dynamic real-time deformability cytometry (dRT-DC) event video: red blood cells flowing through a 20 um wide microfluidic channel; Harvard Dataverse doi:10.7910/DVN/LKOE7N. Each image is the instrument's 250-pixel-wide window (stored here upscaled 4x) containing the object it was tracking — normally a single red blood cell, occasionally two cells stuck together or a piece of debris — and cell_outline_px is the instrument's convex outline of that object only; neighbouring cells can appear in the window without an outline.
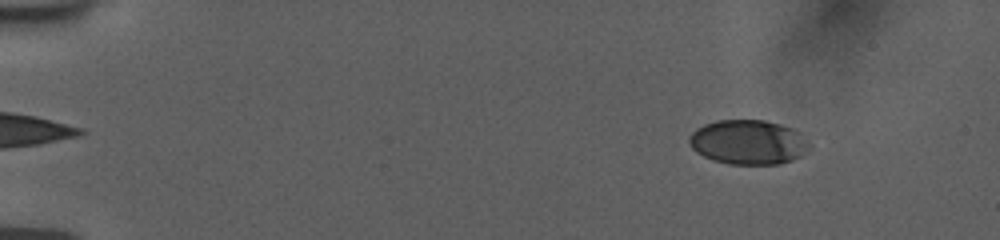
{"species": "human", "species_latin": "Homo sapiens", "temperature_condition": "room temperature", "stored_images_in_passage": 52, "camera_frame_rate_fps": 3000, "um_per_image_px": 0.085, "donor": {"sex": "female"}, "frame": {"image": 1, "passage_image": 3, "time_ms": 0.667, "image_size_px": [1000, 240], "cell_outline_px": [[812, 144], [800, 156], [792, 160], [780, 164], [728, 164], [712, 160], [696, 152], [692, 148], [688, 140], [688, 136], [696, 128], [704, 124], [716, 120], [764, 120], [780, 124], [792, 128], [800, 132]], "centroid_in_image_um": [63.59, 12.08], "position_along_channel_um": 21.4, "area_um2": 31.44}}
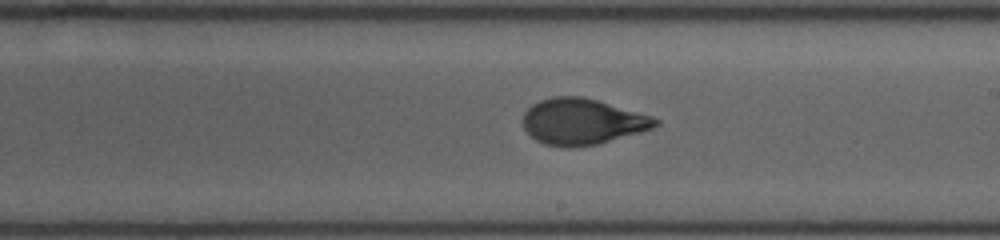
{"frame": {"image": 2, "passage_image": 30, "time_ms": 9.667, "image_size_px": [1000, 240], "cell_outline_px": [[660, 124], [652, 128], [640, 132], [596, 144], [572, 148], [568, 148], [544, 144], [536, 140], [524, 128], [524, 112], [532, 104], [540, 100], [552, 96], [584, 96], [652, 116], [660, 120]], "centroid_in_image_um": [49.49, 10.33], "position_along_channel_um": 239.5, "area_um2": 35.43}}
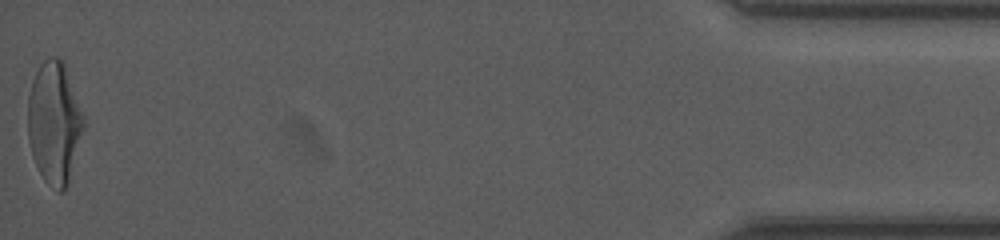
{"frame": {"image": 3, "passage_image": 52, "time_ms": 17.0, "image_size_px": [1000, 240], "cell_outline_px": [[88, 124], [64, 192], [60, 192], [48, 184], [44, 180], [32, 156], [28, 140], [28, 96], [32, 80], [40, 64], [48, 56], [60, 56], [64, 64]], "centroid_in_image_um": [4.65, 10.42], "position_along_channel_um": 430.6, "area_um2": 40.29}, "authors_computed_cell_mechanics": {"area_um2": 34.9401, "velocity_mm_per_s": 3.7533, "shape_relaxation_time_tau1_ms": 4.9738, "shape_relaxation_time_tau2_ms": null, "deformation_change_tau1": 0.2042, "deformation_change_tau2": null}}